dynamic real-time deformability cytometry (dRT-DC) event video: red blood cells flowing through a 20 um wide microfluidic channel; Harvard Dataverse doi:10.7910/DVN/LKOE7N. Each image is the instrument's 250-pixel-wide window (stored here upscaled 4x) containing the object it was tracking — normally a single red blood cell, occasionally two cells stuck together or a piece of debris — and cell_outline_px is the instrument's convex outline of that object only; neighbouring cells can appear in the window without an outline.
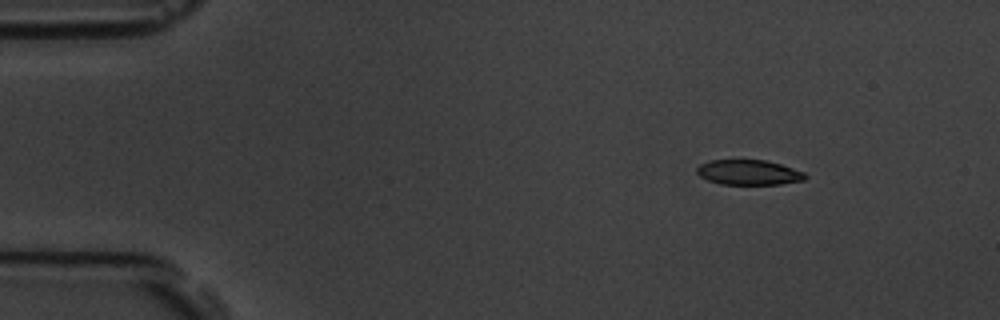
{"species": "common noctule bat (a hibernating species)", "species_latin": "Nyctalus noctula", "temperature_condition": "room temperature", "stored_images_in_passage": 6, "camera_frame_rate_fps": 3000, "um_per_image_px": 0.085, "animal": {"sex": "male", "body_mass_g": 19.5, "forearm_length_mm": 54.6}, "frame": {"image": 1, "passage_image": 1, "time_ms": 0.0, "image_size_px": [1000, 320], "cell_outline_px": [[808, 176], [804, 180], [780, 184], [720, 184], [708, 180], [700, 176], [696, 172], [696, 168], [700, 164], [708, 160], [764, 160], [780, 164], [804, 172]], "centroid_in_image_um": [63.62, 14.65], "position_along_channel_um": 21.4, "area_um2": 15.78}}
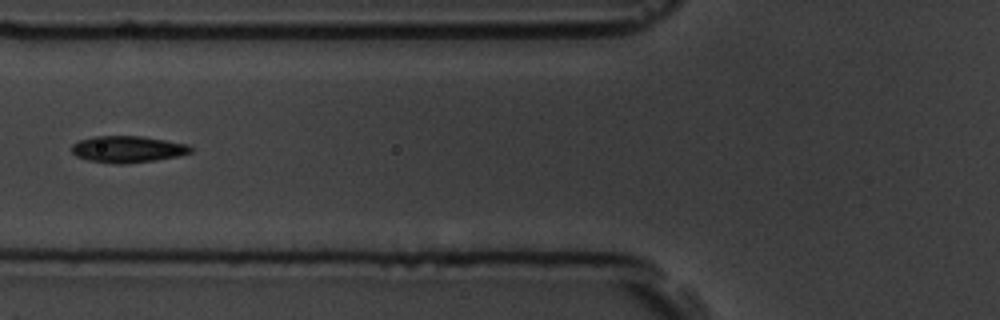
{"frame": {"image": 2, "passage_image": 5, "time_ms": 4.667, "image_size_px": [1000, 320], "cell_outline_px": [[192, 152], [180, 156], [156, 160], [124, 164], [112, 164], [88, 160], [76, 156], [72, 152], [72, 144], [80, 140], [96, 136], [140, 136], [188, 144], [192, 148]], "centroid_in_image_um": [10.86, 12.69], "position_along_channel_um": 114.9, "area_um2": 18.5}}
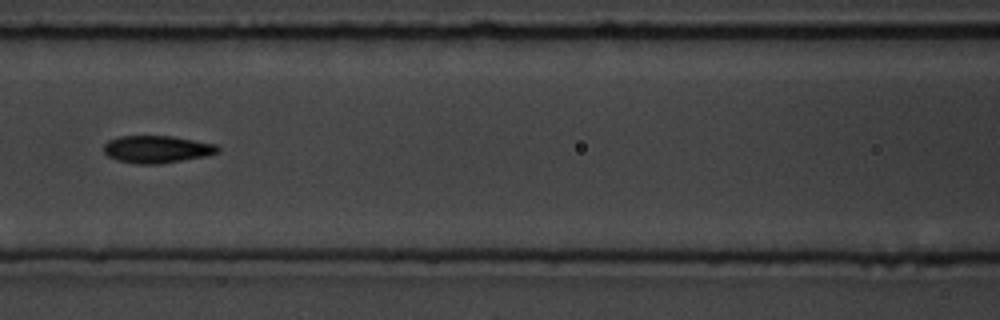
{"frame": {"image": 3, "passage_image": 6, "time_ms": 5.667, "image_size_px": [1000, 320], "cell_outline_px": [[220, 152], [208, 156], [160, 164], [136, 164], [116, 160], [108, 156], [104, 152], [104, 144], [108, 140], [120, 136], [172, 136], [216, 144], [220, 148]], "centroid_in_image_um": [13.35, 12.69], "position_along_channel_um": 153.2, "area_um2": 18.38}}